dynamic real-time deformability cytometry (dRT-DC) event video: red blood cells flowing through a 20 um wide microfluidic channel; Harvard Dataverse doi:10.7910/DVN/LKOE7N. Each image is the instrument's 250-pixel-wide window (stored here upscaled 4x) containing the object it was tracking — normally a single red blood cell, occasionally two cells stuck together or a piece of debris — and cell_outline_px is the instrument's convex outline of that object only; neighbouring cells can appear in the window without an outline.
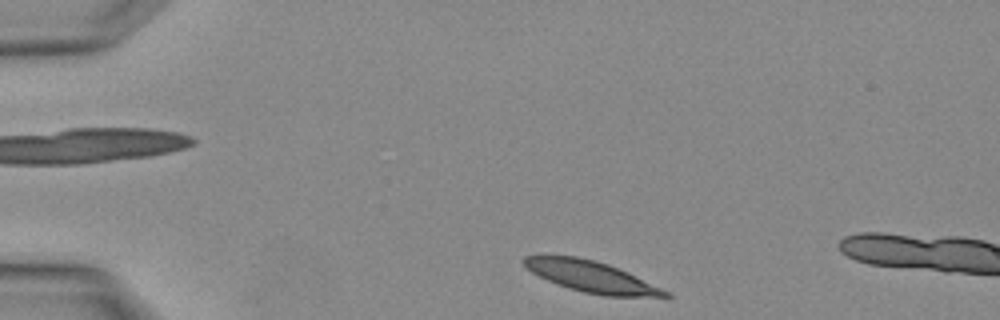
{"species": "Egyptian fruit bat (a non-hibernating species)", "species_latin": "Rousettus aegyptiacus", "temperature_condition": "warm", "stored_images_in_passage": 2, "camera_frame_rate_fps": 3000, "um_per_image_px": 0.085, "animal": {"sex": "female"}, "frame": {"image": 1, "passage_image": 1, "time_ms": 0.0, "image_size_px": [1000, 320], "cell_outline_px": [[672, 296], [604, 296], [584, 292], [568, 288], [556, 284], [532, 272], [520, 260], [524, 256], [576, 256], [608, 264], [628, 272], [668, 292]], "centroid_in_image_um": [50.21, 23.51], "position_along_channel_um": 34.8, "area_um2": 25.03}}